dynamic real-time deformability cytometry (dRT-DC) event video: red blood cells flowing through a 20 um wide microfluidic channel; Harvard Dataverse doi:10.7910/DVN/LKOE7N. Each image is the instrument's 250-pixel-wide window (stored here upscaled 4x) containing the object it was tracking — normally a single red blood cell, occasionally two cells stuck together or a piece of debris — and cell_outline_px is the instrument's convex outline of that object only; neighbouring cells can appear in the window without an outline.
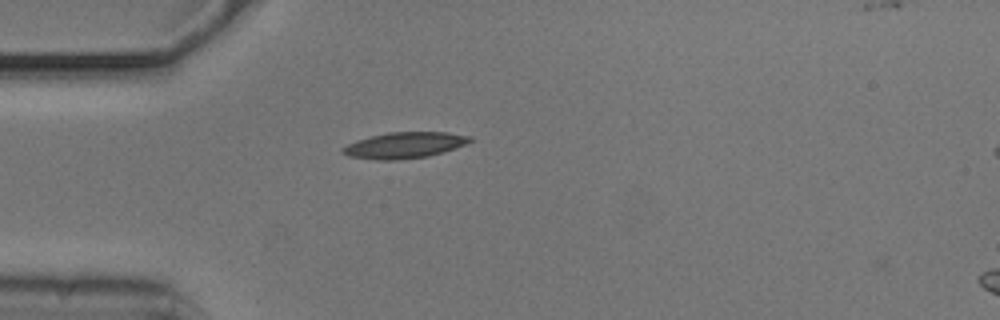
{"species": "common noctule bat (a hibernating species)", "species_latin": "Nyctalus noctula", "temperature_condition": "cold", "stored_images_in_passage": 2, "camera_frame_rate_fps": 3000, "um_per_image_px": 0.085, "animal": {"sex": "male", "body_mass_g": 20.5, "forearm_length_mm": 52.5}, "frame": {"image": 1, "passage_image": 1, "time_ms": 0.0, "image_size_px": [1000, 320], "cell_outline_px": [[472, 140], [464, 144], [444, 152], [428, 156], [396, 160], [376, 160], [348, 156], [340, 152], [340, 148], [356, 140], [388, 132], [448, 132], [472, 136]], "centroid_in_image_um": [34.35, 12.34], "position_along_channel_um": 50.7, "area_um2": 19.36}}